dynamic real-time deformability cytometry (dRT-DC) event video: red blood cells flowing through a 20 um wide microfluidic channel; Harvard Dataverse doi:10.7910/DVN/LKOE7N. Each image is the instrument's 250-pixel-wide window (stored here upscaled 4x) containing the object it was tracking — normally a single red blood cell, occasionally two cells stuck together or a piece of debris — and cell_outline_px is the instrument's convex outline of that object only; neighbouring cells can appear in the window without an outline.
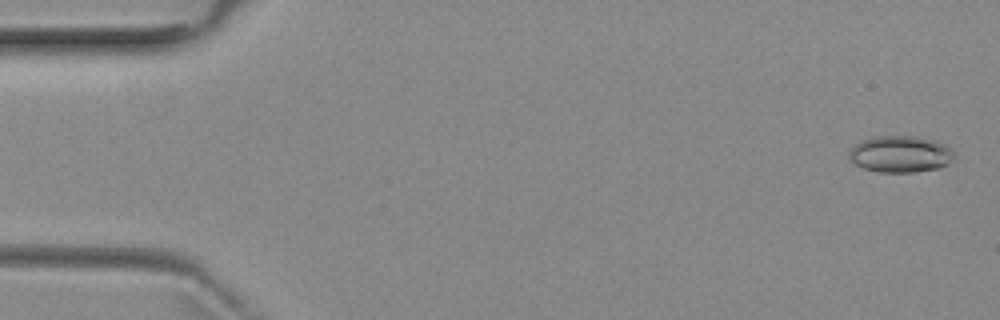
{"species": "common noctule bat (a hibernating species)", "species_latin": "Nyctalus noctula", "temperature_condition": "room temperature", "stored_images_in_passage": 4, "camera_frame_rate_fps": 3000, "um_per_image_px": 0.085, "animal": {"sex": "female", "body_mass_g": 29.2, "forearm_length_mm": 56.3}, "frame": {"image": 1, "passage_image": 1, "time_ms": 0.0, "image_size_px": [1000, 320], "cell_outline_px": [[956, 156], [948, 164], [940, 168], [916, 172], [880, 172], [864, 168], [856, 164], [848, 156], [848, 152], [860, 140], [872, 136], [916, 136], [936, 140], [952, 148], [956, 152]], "centroid_in_image_um": [76.59, 13.09], "position_along_channel_um": 8.4, "area_um2": 22.77}}
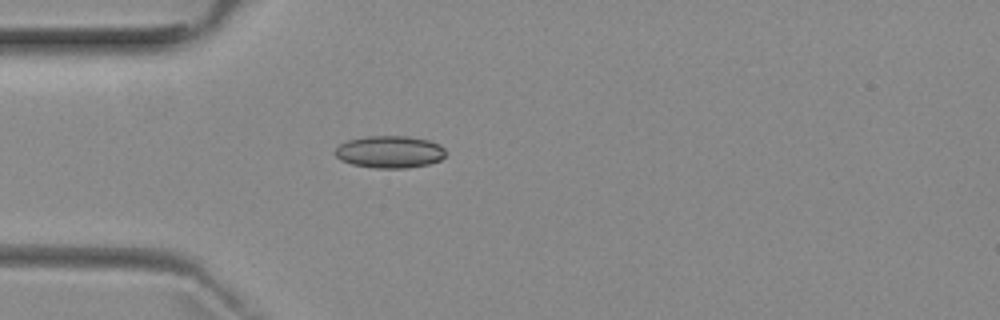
{"frame": {"image": 2, "passage_image": 4, "time_ms": 4.333, "image_size_px": [1000, 320], "cell_outline_px": [[444, 156], [440, 160], [428, 164], [408, 168], [376, 168], [352, 164], [340, 160], [336, 156], [336, 148], [340, 144], [348, 140], [368, 136], [408, 136], [428, 140], [440, 144], [444, 148]], "centroid_in_image_um": [33.13, 12.91], "position_along_channel_um": 51.9, "area_um2": 20.69}}